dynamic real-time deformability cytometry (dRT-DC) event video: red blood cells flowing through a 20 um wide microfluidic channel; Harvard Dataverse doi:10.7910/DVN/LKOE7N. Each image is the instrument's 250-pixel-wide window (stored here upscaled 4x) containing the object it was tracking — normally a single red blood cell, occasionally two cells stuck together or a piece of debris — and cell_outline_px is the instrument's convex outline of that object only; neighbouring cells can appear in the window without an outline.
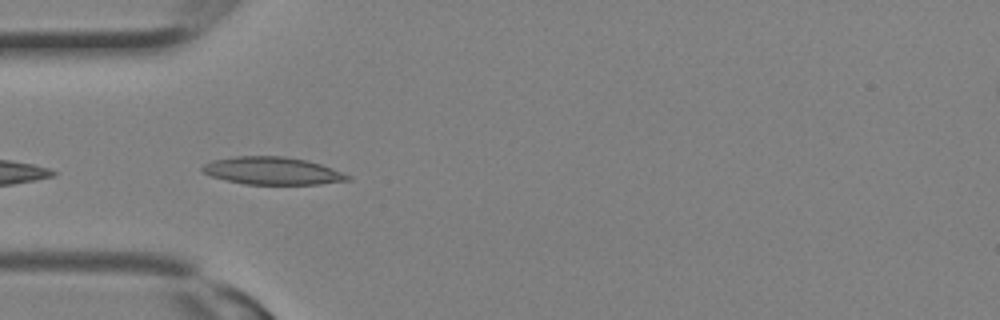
{"species": "Egyptian fruit bat (a non-hibernating species)", "species_latin": "Rousettus aegyptiacus", "temperature_condition": "room temperature", "stored_images_in_passage": 13, "camera_frame_rate_fps": 3000, "um_per_image_px": 0.085, "animal": {"sex": "female"}, "frame": {"image": 1, "passage_image": 8, "time_ms": 2.333, "image_size_px": [1000, 320], "cell_outline_px": [[352, 180], [320, 184], [244, 184], [212, 176], [204, 172], [200, 168], [204, 164], [212, 160], [236, 156], [284, 156], [304, 160], [320, 164], [332, 168], [352, 176]], "centroid_in_image_um": [23.18, 14.52], "position_along_channel_um": 61.8, "area_um2": 23.24}}
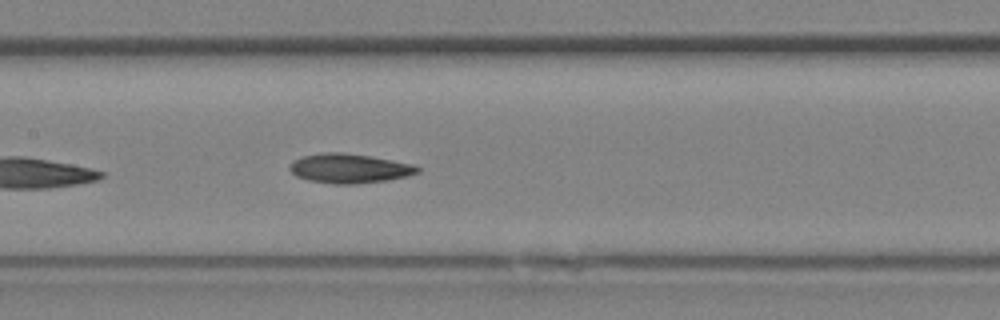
{"frame": {"image": 2, "passage_image": 13, "time_ms": 4.0, "image_size_px": [1000, 320], "cell_outline_px": [[420, 172], [388, 180], [356, 184], [332, 184], [308, 180], [296, 176], [288, 168], [292, 160], [304, 156], [320, 152], [344, 152], [392, 160], [412, 164], [420, 168]], "centroid_in_image_um": [29.65, 14.31], "position_along_channel_um": 177.8, "area_um2": 21.91}}